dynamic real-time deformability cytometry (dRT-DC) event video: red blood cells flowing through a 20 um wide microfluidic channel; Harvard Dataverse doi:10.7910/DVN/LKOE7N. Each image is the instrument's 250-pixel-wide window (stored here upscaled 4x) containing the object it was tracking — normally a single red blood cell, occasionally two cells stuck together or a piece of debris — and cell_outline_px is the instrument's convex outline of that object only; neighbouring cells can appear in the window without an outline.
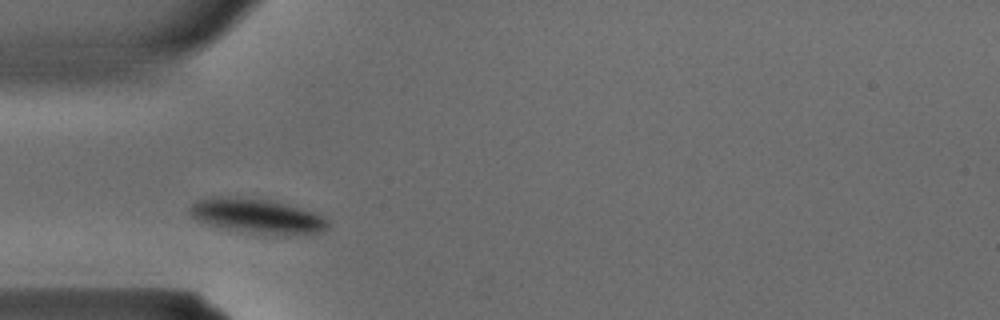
{"species": "common noctule bat (a hibernating species)", "species_latin": "Nyctalus noctula", "temperature_condition": "warm", "stored_images_in_passage": 20, "camera_frame_rate_fps": 3000, "um_per_image_px": 0.085, "animal": {"sex": "male", "body_mass_g": 15.6}, "frame": {"image": 1, "passage_image": 1, "time_ms": 0.0, "image_size_px": [1000, 320], "cell_outline_px": [[328, 228], [324, 232], [304, 236], [260, 236], [220, 228], [204, 224], [196, 220], [188, 212], [188, 208], [196, 200], [212, 196], [236, 196], [268, 200], [288, 204], [312, 212], [328, 220]], "centroid_in_image_um": [21.84, 18.41], "position_along_channel_um": 63.2, "area_um2": 29.3}}
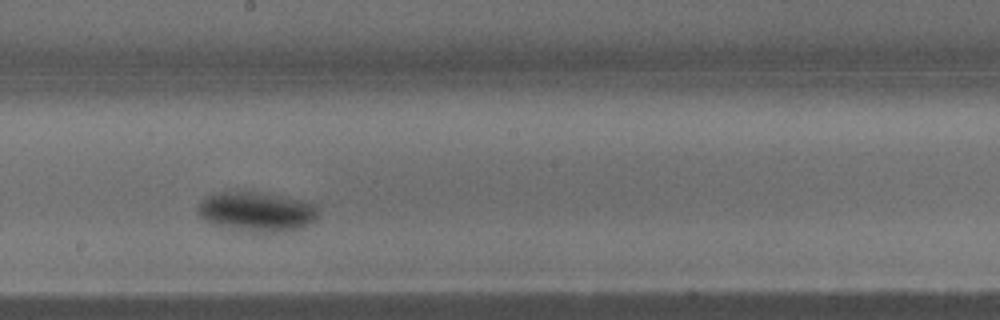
{"frame": {"image": 2, "passage_image": 10, "time_ms": 3.0, "image_size_px": [1000, 320], "cell_outline_px": [[320, 216], [304, 228], [288, 232], [252, 232], [220, 228], [204, 220], [196, 212], [196, 208], [200, 200], [208, 196], [220, 192], [268, 192], [316, 204], [320, 208]], "centroid_in_image_um": [21.85, 18.01], "position_along_channel_um": 226.4, "area_um2": 28.78}}
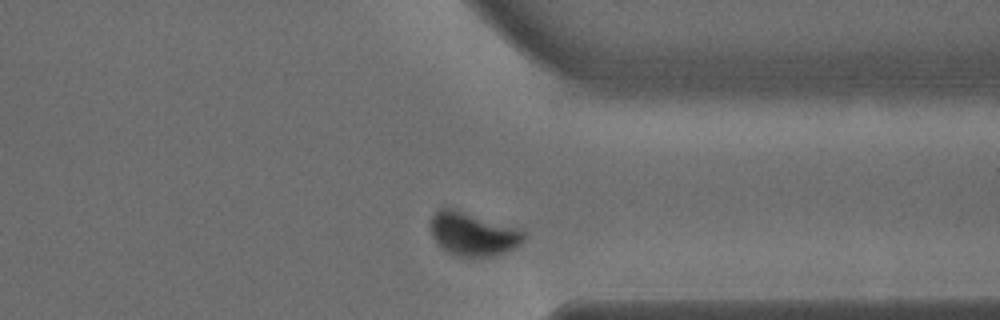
{"frame": {"image": 3, "passage_image": 18, "time_ms": 5.667, "image_size_px": [1000, 320], "cell_outline_px": [[524, 240], [520, 244], [496, 256], [456, 256], [440, 248], [432, 236], [428, 228], [428, 224], [432, 216], [440, 208], [456, 208], [520, 228], [524, 232]], "centroid_in_image_um": [40.16, 19.86], "position_along_channel_um": 371.2, "area_um2": 24.04}}